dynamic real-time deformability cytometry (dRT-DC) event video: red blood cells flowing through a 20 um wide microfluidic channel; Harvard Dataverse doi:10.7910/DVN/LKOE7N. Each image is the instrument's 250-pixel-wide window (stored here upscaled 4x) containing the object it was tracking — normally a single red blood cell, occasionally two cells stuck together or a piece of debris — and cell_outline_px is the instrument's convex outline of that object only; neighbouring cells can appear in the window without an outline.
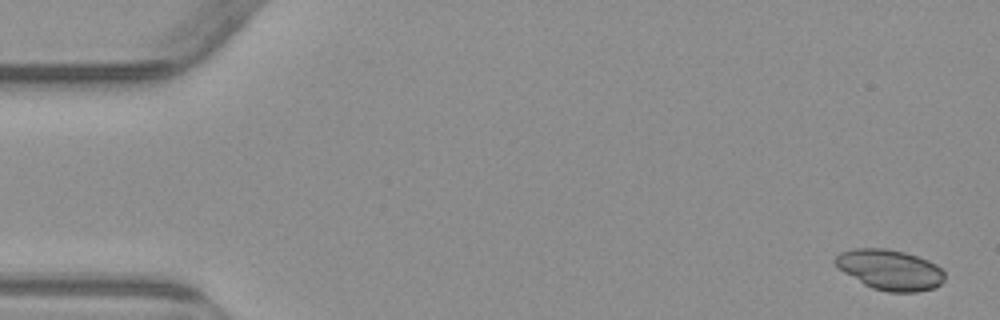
{"species": "common noctule bat (a hibernating species)", "species_latin": "Nyctalus noctula", "temperature_condition": "warm", "stored_images_in_passage": 5, "camera_frame_rate_fps": 3000, "um_per_image_px": 0.085, "animal": {"sex": "male", "body_mass_g": 23.1, "forearm_length_mm": 52.7}, "frame": {"image": 1, "passage_image": 1, "time_ms": 0.0, "image_size_px": [1000, 320], "cell_outline_px": [[944, 280], [936, 288], [916, 292], [888, 292], [872, 288], [864, 284], [844, 272], [832, 260], [840, 252], [852, 248], [884, 248], [904, 252], [928, 260], [936, 264], [944, 272]], "centroid_in_image_um": [75.65, 22.93], "position_along_channel_um": 9.4, "area_um2": 25.72}}
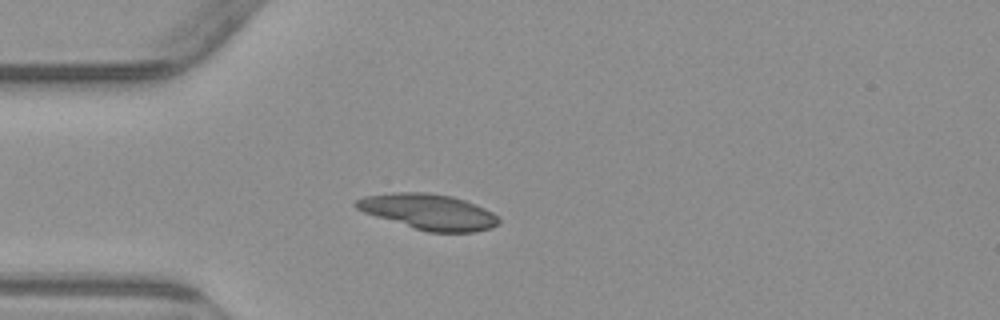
{"frame": {"image": 2, "passage_image": 4, "time_ms": 4.333, "image_size_px": [1000, 320], "cell_outline_px": [[500, 224], [492, 228], [472, 232], [428, 232], [376, 216], [364, 212], [356, 208], [352, 204], [356, 200], [364, 196], [392, 192], [424, 192], [452, 196], [464, 200], [484, 208], [500, 216]], "centroid_in_image_um": [36.45, 18.0], "position_along_channel_um": 48.5, "area_um2": 29.54}}